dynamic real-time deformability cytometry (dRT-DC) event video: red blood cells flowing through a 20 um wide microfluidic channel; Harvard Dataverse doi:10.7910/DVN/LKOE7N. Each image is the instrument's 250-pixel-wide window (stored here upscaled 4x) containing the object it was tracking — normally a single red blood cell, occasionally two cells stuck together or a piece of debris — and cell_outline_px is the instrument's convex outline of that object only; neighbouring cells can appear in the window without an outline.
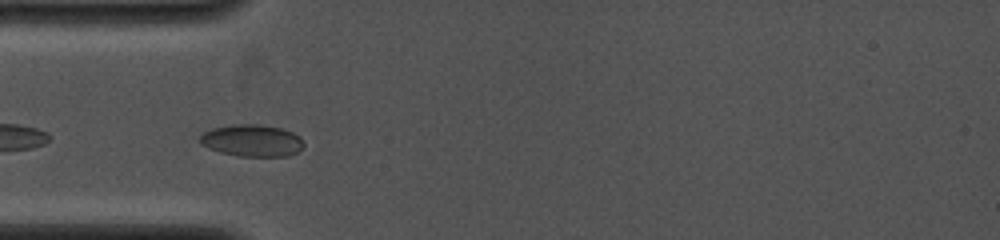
{"species": "common noctule bat (a hibernating species)", "species_latin": "Nyctalus noctula", "temperature_condition": "cold", "stored_images_in_passage": 9, "camera_frame_rate_fps": 4000, "um_per_image_px": 0.085, "animal": {"sex": "female", "body_mass_g": 19.0, "forearm_length_mm": 53.3}, "frame": {"image": 1, "passage_image": 1, "time_ms": 0.0, "image_size_px": [1000, 240], "cell_outline_px": [[304, 148], [288, 156], [240, 156], [220, 152], [208, 148], [200, 144], [200, 136], [204, 132], [212, 128], [232, 124], [260, 124], [280, 128], [292, 132], [300, 136], [304, 144]], "centroid_in_image_um": [21.42, 11.94], "position_along_channel_um": 63.6, "area_um2": 19.42}}
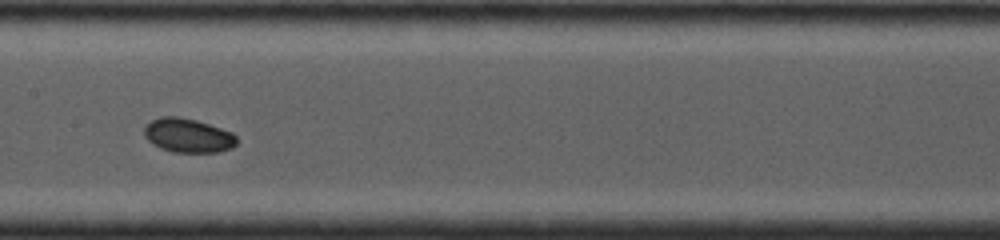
{"frame": {"image": 2, "passage_image": 6, "time_ms": 3.0, "image_size_px": [1000, 240], "cell_outline_px": [[236, 144], [232, 148], [220, 152], [172, 152], [160, 148], [152, 144], [144, 136], [144, 128], [152, 120], [160, 116], [180, 116], [196, 120], [232, 132], [236, 136]], "centroid_in_image_um": [15.97, 11.52], "position_along_channel_um": 191.4, "area_um2": 18.44}}
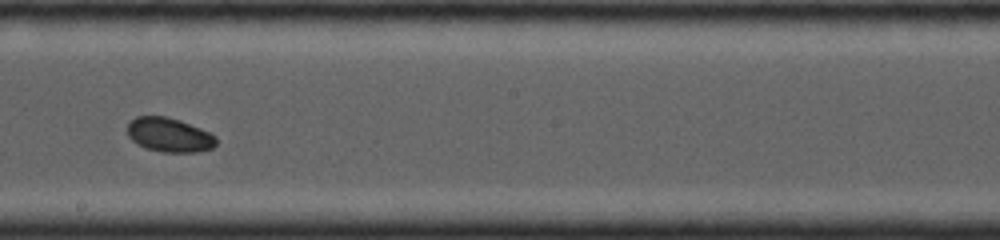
{"frame": {"image": 3, "passage_image": 8, "time_ms": 4.0, "image_size_px": [1000, 240], "cell_outline_px": [[216, 144], [212, 148], [196, 152], [160, 152], [136, 144], [128, 136], [128, 124], [136, 116], [164, 116], [180, 120], [200, 128], [216, 136]], "centroid_in_image_um": [14.38, 11.47], "position_along_channel_um": 233.8, "area_um2": 17.63}}